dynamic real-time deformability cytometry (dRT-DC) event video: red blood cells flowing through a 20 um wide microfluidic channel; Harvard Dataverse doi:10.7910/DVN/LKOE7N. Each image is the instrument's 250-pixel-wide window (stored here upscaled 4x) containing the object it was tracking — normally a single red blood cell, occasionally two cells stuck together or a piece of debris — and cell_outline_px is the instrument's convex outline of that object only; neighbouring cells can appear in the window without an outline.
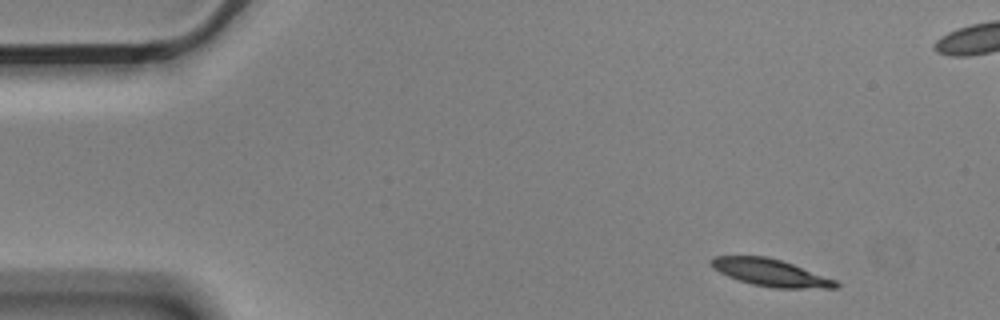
{"species": "Egyptian fruit bat (a non-hibernating species)", "species_latin": "Rousettus aegyptiacus", "temperature_condition": "cold", "stored_images_in_passage": 4, "camera_frame_rate_fps": 3000, "um_per_image_px": 0.085, "animal": {"sex": "male"}, "frame": {"image": 1, "passage_image": 1, "time_ms": 0.0, "image_size_px": [1000, 320], "cell_outline_px": [[840, 288], [772, 288], [752, 284], [728, 276], [712, 268], [708, 264], [708, 260], [712, 256], [768, 256], [792, 264], [836, 280], [840, 284]], "centroid_in_image_um": [65.46, 23.17], "position_along_channel_um": 19.5, "area_um2": 19.77}}